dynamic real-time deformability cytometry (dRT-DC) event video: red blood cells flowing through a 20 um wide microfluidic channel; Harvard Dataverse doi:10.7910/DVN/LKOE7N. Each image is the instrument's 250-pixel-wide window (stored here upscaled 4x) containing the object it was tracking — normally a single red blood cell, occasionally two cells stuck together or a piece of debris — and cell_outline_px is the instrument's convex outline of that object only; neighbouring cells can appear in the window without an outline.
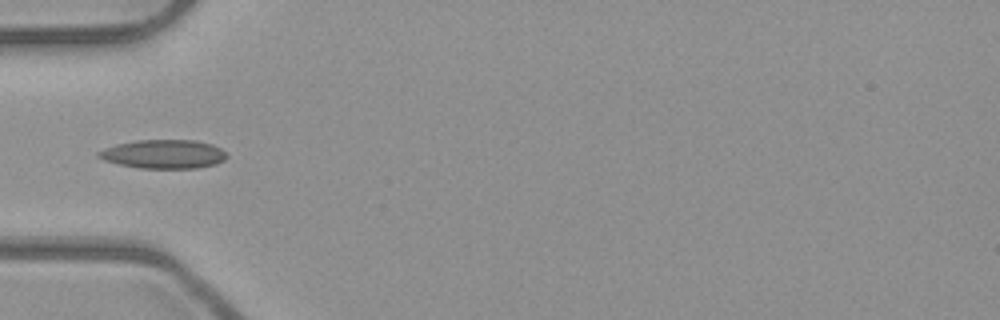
{"species": "common noctule bat (a hibernating species)", "species_latin": "Nyctalus noctula", "temperature_condition": "room temperature", "stored_images_in_passage": 6, "camera_frame_rate_fps": 3000, "um_per_image_px": 0.085, "animal": {"sex": "male", "body_mass_g": 23.1, "forearm_length_mm": 52.7}, "frame": {"image": 1, "passage_image": 5, "time_ms": 1.333, "image_size_px": [1000, 320], "cell_outline_px": [[228, 156], [224, 160], [216, 164], [196, 168], [140, 168], [120, 164], [104, 160], [96, 156], [96, 152], [104, 148], [116, 144], [136, 140], [196, 140], [212, 144], [220, 148]], "centroid_in_image_um": [13.89, 13.09], "position_along_channel_um": 71.1, "area_um2": 21.56}}
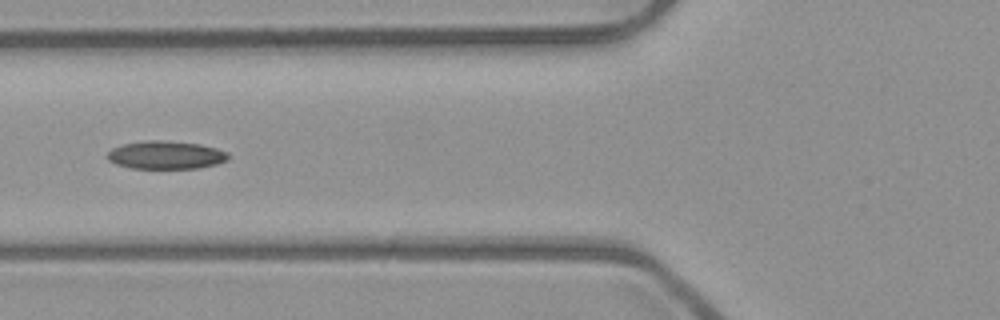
{"frame": {"image": 2, "passage_image": 6, "time_ms": 1.667, "image_size_px": [1000, 320], "cell_outline_px": [[228, 160], [216, 164], [200, 168], [132, 168], [116, 164], [108, 160], [104, 156], [112, 148], [124, 144], [152, 140], [156, 140], [200, 144], [216, 148], [228, 152]], "centroid_in_image_um": [14.09, 13.18], "position_along_channel_um": 111.7, "area_um2": 19.65}}